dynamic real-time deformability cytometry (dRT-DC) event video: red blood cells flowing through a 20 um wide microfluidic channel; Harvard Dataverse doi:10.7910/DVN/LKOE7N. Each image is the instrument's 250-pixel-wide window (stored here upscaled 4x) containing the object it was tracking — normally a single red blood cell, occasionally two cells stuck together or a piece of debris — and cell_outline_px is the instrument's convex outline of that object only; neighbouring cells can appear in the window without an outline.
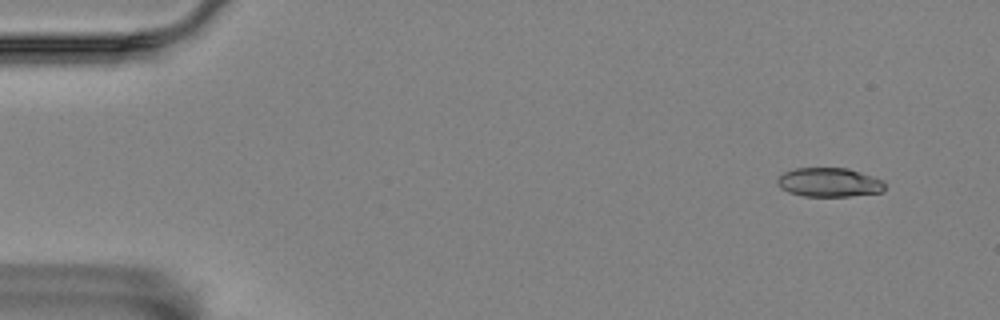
{"species": "Egyptian fruit bat (a non-hibernating species)", "species_latin": "Rousettus aegyptiacus", "temperature_condition": "room temperature", "stored_images_in_passage": 4, "camera_frame_rate_fps": 3000, "um_per_image_px": 0.085, "animal": {"sex": "female"}, "frame": {"image": 1, "passage_image": 1, "time_ms": 0.0, "image_size_px": [1000, 320], "cell_outline_px": [[884, 192], [848, 196], [804, 196], [788, 192], [780, 188], [776, 184], [776, 180], [784, 172], [796, 168], [848, 168], [884, 180]], "centroid_in_image_um": [70.47, 15.5], "position_along_channel_um": 14.5, "area_um2": 18.26}}